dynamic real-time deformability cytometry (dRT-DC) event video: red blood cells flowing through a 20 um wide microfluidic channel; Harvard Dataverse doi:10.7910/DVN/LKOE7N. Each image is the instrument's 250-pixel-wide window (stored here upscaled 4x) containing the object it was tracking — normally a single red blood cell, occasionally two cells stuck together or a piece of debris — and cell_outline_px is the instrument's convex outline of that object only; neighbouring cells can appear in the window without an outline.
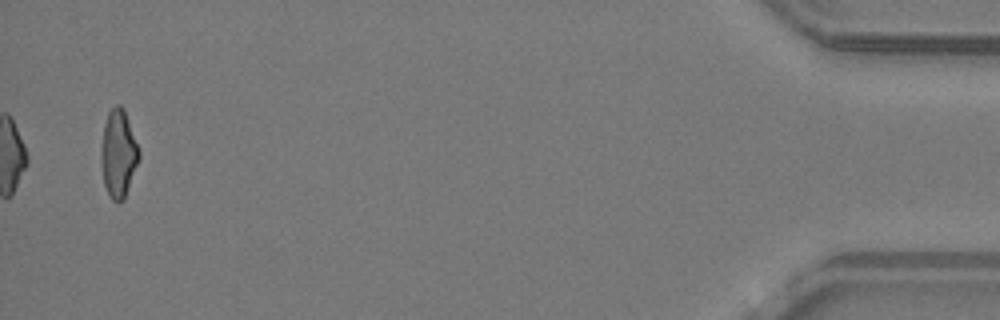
{"species": "common noctule bat (a hibernating species)", "species_latin": "Nyctalus noctula", "temperature_condition": "warm", "stored_images_in_passage": 34, "camera_frame_rate_fps": 3000, "um_per_image_px": 0.085, "animal": {"sex": "male", "body_mass_g": 19.2, "forearm_length_mm": 51.8}, "frame": {"image": 1, "passage_image": 34, "time_ms": 11.0, "image_size_px": [1000, 320], "cell_outline_px": [[140, 156], [124, 200], [112, 200], [108, 196], [104, 184], [100, 164], [100, 152], [104, 124], [108, 112], [116, 104], [120, 104], [124, 108], [140, 148]], "centroid_in_image_um": [10.06, 13.03], "position_along_channel_um": 425.1, "area_um2": 19.65}, "authors_computed_cell_mechanics": {"area_um2": 20.0277, "velocity_mm_per_s": 4.2536, "shape_relaxation_time_tau1_ms": null, "shape_relaxation_time_tau2_ms": 2.2872, "deformation_change_tau1": null, "deformation_change_tau2": 0.1073}}